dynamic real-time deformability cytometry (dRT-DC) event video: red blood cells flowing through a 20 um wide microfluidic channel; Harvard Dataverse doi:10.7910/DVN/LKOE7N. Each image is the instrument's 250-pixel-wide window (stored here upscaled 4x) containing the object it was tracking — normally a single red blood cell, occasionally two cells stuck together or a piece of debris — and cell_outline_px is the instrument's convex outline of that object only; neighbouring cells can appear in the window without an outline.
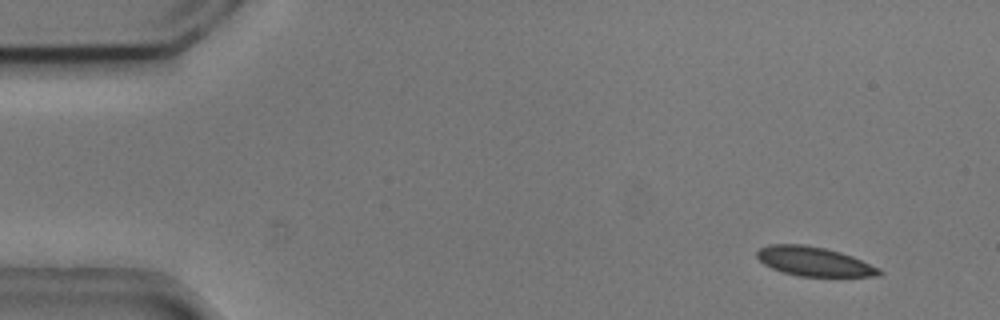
{"species": "common noctule bat (a hibernating species)", "species_latin": "Nyctalus noctula", "temperature_condition": "cold", "stored_images_in_passage": 5, "camera_frame_rate_fps": 3000, "um_per_image_px": 0.085, "animal": {"sex": "male", "body_mass_g": 20.5, "forearm_length_mm": 52.5}, "frame": {"image": 1, "passage_image": 2, "time_ms": 0.333, "image_size_px": [1000, 320], "cell_outline_px": [[884, 272], [880, 276], [796, 276], [772, 268], [764, 264], [756, 256], [756, 252], [760, 248], [772, 244], [804, 244], [824, 248], [840, 252], [852, 256], [880, 268]], "centroid_in_image_um": [69.21, 22.22], "position_along_channel_um": 15.8, "area_um2": 20.75}}